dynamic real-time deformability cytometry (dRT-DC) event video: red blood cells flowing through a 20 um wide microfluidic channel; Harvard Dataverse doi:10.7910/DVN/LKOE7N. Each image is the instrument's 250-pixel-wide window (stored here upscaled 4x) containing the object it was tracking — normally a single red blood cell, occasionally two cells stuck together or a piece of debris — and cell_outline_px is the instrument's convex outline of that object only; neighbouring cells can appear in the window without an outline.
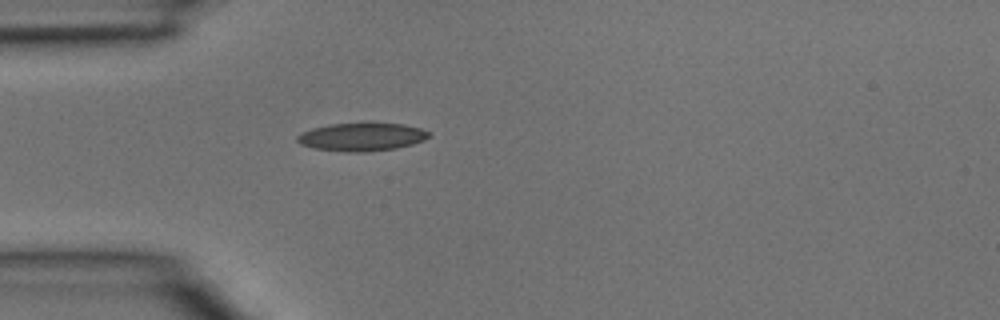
{"species": "common noctule bat (a hibernating species)", "species_latin": "Nyctalus noctula", "temperature_condition": "room temperature", "stored_images_in_passage": 1, "camera_frame_rate_fps": 3000, "um_per_image_px": 0.085, "animal": {"sex": "male", "body_mass_g": 15.6}, "frame": {"image": 1, "passage_image": 1, "time_ms": 0.0, "image_size_px": [1000, 320], "cell_outline_px": [[432, 136], [424, 140], [412, 144], [396, 148], [368, 152], [344, 152], [316, 148], [300, 144], [296, 140], [296, 136], [312, 128], [332, 124], [404, 124], [420, 128], [432, 132]], "centroid_in_image_um": [30.79, 11.65], "position_along_channel_um": 54.2, "area_um2": 21.39}}